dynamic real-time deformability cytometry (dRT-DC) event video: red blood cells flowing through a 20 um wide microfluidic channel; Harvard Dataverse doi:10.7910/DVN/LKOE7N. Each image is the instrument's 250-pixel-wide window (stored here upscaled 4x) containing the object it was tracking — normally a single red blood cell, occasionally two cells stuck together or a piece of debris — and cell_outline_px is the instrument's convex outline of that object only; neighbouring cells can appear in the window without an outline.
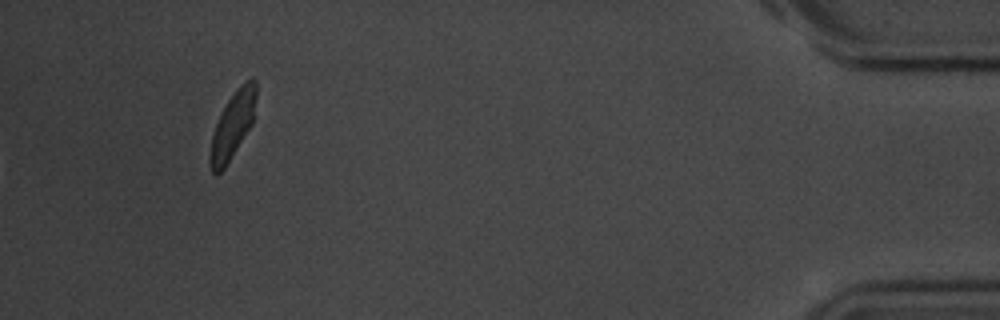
{"species": "common noctule bat (a hibernating species)", "species_latin": "Nyctalus noctula", "temperature_condition": "room temperature", "stored_images_in_passage": 16, "camera_frame_rate_fps": 3000, "um_per_image_px": 0.085, "animal": {"sex": "male", "body_mass_g": 20.1, "forearm_length_mm": 53.5}, "frame": {"image": 1, "passage_image": 16, "time_ms": 18.333, "image_size_px": [1000, 320], "cell_outline_px": [[256, 96], [252, 124], [224, 168], [216, 176], [212, 172], [208, 160], [208, 156], [212, 136], [220, 112], [236, 88], [240, 84], [252, 76], [256, 80]], "centroid_in_image_um": [19.76, 10.62], "position_along_channel_um": 415.4, "area_um2": 17.86}, "authors_computed_cell_mechanics": {"area_um2": 20.1722, "velocity_mm_per_s": 3.6171, "shape_relaxation_time_tau1_ms": 2.8059, "shape_relaxation_time_tau2_ms": 0.9062, "deformation_change_tau1": 0.2011, "deformation_change_tau2": 0.0898}}